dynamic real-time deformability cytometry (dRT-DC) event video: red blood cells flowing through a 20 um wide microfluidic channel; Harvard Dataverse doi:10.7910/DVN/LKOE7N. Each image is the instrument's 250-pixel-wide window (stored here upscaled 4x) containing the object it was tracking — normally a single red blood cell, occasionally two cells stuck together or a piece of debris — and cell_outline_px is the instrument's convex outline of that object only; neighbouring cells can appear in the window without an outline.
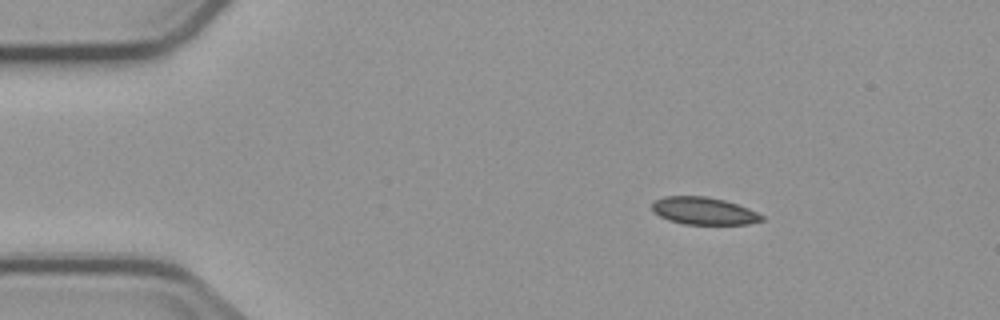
{"species": "common noctule bat (a hibernating species)", "species_latin": "Nyctalus noctula", "temperature_condition": "cold", "stored_images_in_passage": 4, "camera_frame_rate_fps": 3000, "um_per_image_px": 0.085, "animal": {"sex": "male", "body_mass_g": 23.1, "forearm_length_mm": 52.7}, "frame": {"image": 1, "passage_image": 2, "time_ms": 1.333, "image_size_px": [1000, 320], "cell_outline_px": [[764, 220], [748, 224], [684, 224], [668, 220], [652, 212], [652, 200], [664, 196], [704, 196], [724, 200], [748, 208], [764, 216]], "centroid_in_image_um": [59.78, 17.92], "position_along_channel_um": 25.2, "area_um2": 17.57}}